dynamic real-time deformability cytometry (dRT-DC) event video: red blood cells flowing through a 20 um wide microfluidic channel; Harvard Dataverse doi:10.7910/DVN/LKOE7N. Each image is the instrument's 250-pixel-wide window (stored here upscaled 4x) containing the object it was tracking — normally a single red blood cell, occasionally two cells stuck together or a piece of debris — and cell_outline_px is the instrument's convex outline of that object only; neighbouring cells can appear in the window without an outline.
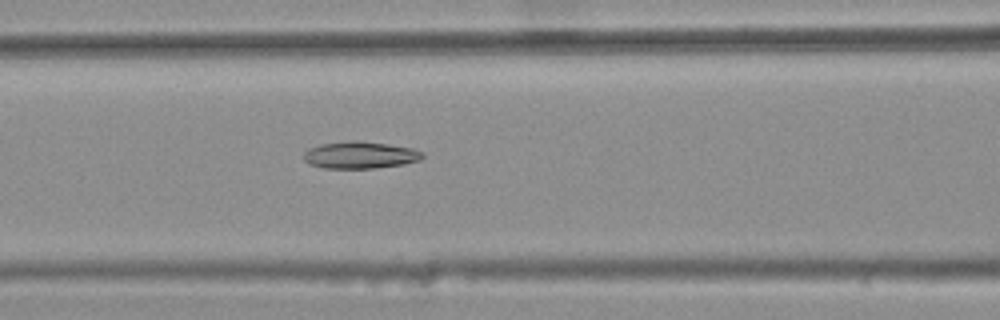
{"species": "common noctule bat (a hibernating species)", "species_latin": "Nyctalus noctula", "temperature_condition": "warm", "stored_images_in_passage": 6, "camera_frame_rate_fps": 3000, "um_per_image_px": 0.085, "animal": {"sex": "female", "body_mass_g": 25.1}, "frame": {"image": 1, "passage_image": 6, "time_ms": 1.667, "image_size_px": [1000, 320], "cell_outline_px": [[424, 156], [420, 160], [404, 164], [376, 168], [324, 168], [308, 164], [304, 160], [304, 152], [308, 148], [320, 144], [352, 140], [356, 140], [388, 144], [412, 148], [424, 152]], "centroid_in_image_um": [30.6, 13.18], "position_along_channel_um": 136.0, "area_um2": 18.84}}